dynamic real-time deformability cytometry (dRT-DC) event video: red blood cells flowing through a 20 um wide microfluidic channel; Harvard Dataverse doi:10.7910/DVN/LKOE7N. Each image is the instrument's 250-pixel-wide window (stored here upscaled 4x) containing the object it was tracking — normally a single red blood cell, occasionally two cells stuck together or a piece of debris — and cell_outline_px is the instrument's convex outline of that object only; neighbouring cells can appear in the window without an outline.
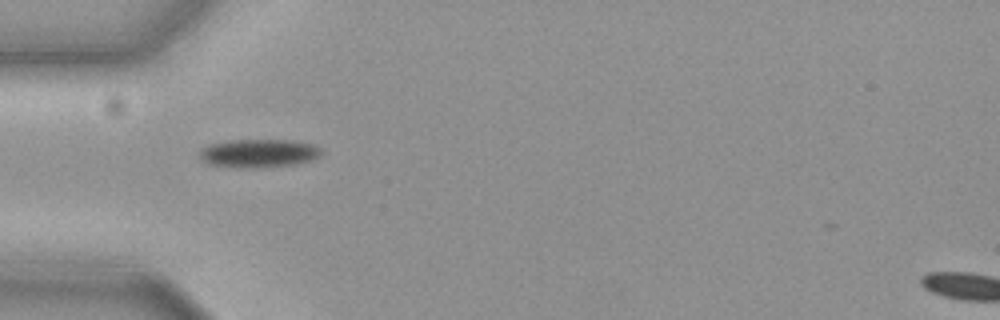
{"species": "common noctule bat (a hibernating species)", "species_latin": "Nyctalus noctula", "temperature_condition": "cold", "stored_images_in_passage": 5, "camera_frame_rate_fps": 3000, "um_per_image_px": 0.085, "animal": {"sex": "female", "body_mass_g": 19.3, "forearm_length_mm": 54.1}, "frame": {"image": 1, "passage_image": 1, "time_ms": 0.0, "image_size_px": [1000, 320], "cell_outline_px": [[324, 152], [320, 156], [312, 160], [296, 164], [264, 168], [236, 168], [208, 164], [200, 156], [200, 148], [208, 144], [228, 140], [292, 140], [312, 144], [320, 148]], "centroid_in_image_um": [22.0, 13.03], "position_along_channel_um": 63.0, "area_um2": 20.52}}